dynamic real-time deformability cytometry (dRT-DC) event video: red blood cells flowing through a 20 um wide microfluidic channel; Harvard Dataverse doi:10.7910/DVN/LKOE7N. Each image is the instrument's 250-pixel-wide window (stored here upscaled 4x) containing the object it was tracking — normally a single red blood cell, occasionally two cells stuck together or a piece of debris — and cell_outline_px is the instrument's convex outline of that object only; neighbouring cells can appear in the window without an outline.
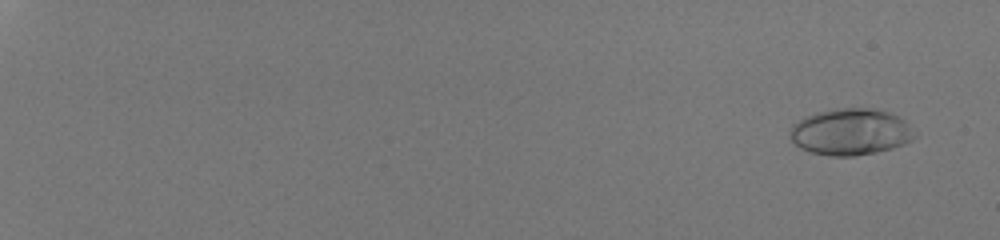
{"species": "human", "species_latin": "Homo sapiens", "temperature_condition": "room temperature", "stored_images_in_passage": 56, "camera_frame_rate_fps": 3000, "um_per_image_px": 0.085, "donor": {"sex": "male"}, "frame": {"image": 1, "passage_image": 4, "time_ms": 1.0, "image_size_px": [1000, 240], "cell_outline_px": [[916, 136], [912, 140], [904, 144], [892, 148], [876, 152], [852, 156], [832, 156], [812, 152], [800, 148], [788, 136], [788, 132], [792, 124], [816, 112], [836, 108], [872, 108], [888, 112], [904, 120], [908, 124]], "centroid_in_image_um": [72.28, 11.21], "position_along_channel_um": 12.7, "area_um2": 33.7}}
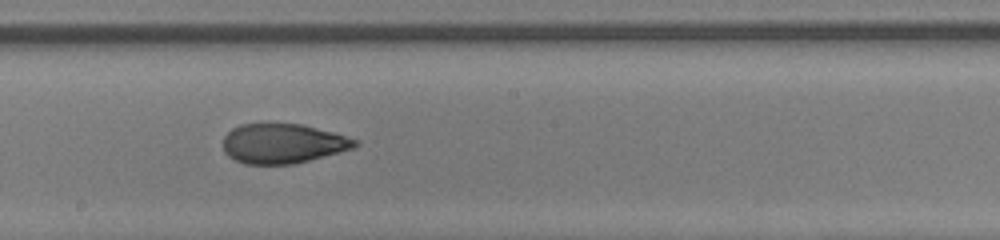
{"frame": {"image": 2, "passage_image": 37, "time_ms": 12.0, "image_size_px": [1000, 240], "cell_outline_px": [[360, 144], [352, 148], [340, 152], [292, 164], [244, 164], [228, 156], [224, 152], [224, 136], [232, 128], [240, 124], [300, 124], [332, 132], [360, 140]], "centroid_in_image_um": [24.04, 12.2], "position_along_channel_um": 224.2, "area_um2": 30.29}}
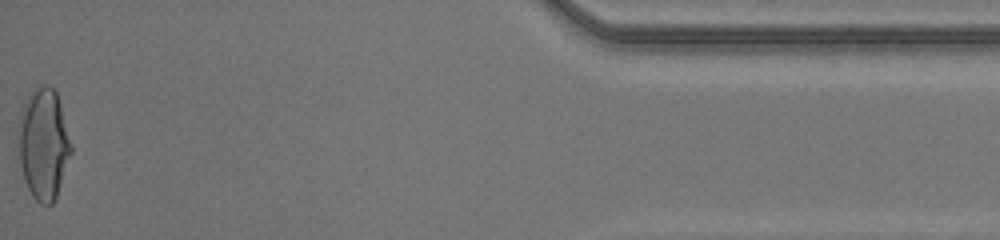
{"frame": {"image": 3, "passage_image": 56, "time_ms": 18.333, "image_size_px": [1000, 240], "cell_outline_px": [[72, 152], [56, 196], [52, 204], [40, 204], [32, 196], [24, 180], [20, 164], [20, 112], [28, 96], [36, 88], [52, 88], [56, 92], [60, 104], [72, 144]], "centroid_in_image_um": [3.72, 12.29], "position_along_channel_um": 431.5, "area_um2": 33.29}, "authors_computed_cell_mechanics": {"area_um2": 31.501, "velocity_mm_per_s": 4.2156, "shape_relaxation_time_tau1_ms": null, "shape_relaxation_time_tau2_ms": 0.7626, "deformation_change_tau1": null, "deformation_change_tau2": 0.0622}}